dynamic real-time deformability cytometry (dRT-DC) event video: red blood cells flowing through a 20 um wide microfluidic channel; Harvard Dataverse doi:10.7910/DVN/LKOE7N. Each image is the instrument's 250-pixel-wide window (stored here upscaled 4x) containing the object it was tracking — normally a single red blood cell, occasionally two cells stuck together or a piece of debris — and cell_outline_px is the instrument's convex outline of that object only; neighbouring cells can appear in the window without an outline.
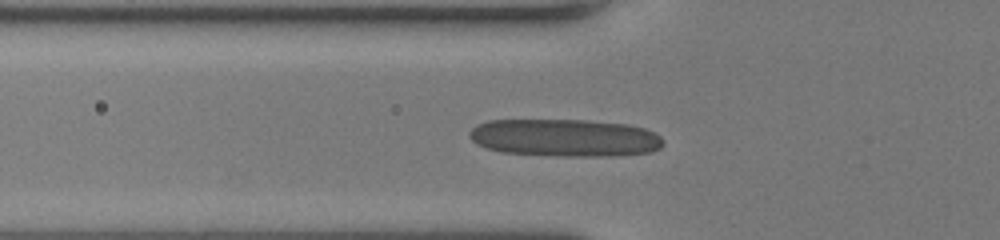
{"species": "human", "species_latin": "Homo sapiens", "temperature_condition": "room temperature", "stored_images_in_passage": 47, "camera_frame_rate_fps": 3000, "um_per_image_px": 0.085, "donor": {"sex": "female"}, "frame": {"image": 1, "passage_image": 15, "time_ms": 4.667, "image_size_px": [1000, 240], "cell_outline_px": [[664, 144], [660, 148], [652, 152], [616, 156], [556, 156], [500, 152], [484, 148], [476, 144], [468, 136], [468, 132], [476, 124], [488, 120], [588, 120], [628, 124], [644, 128], [660, 136], [664, 140]], "centroid_in_image_um": [47.99, 11.71], "position_along_channel_um": 77.8, "area_um2": 43.0}}
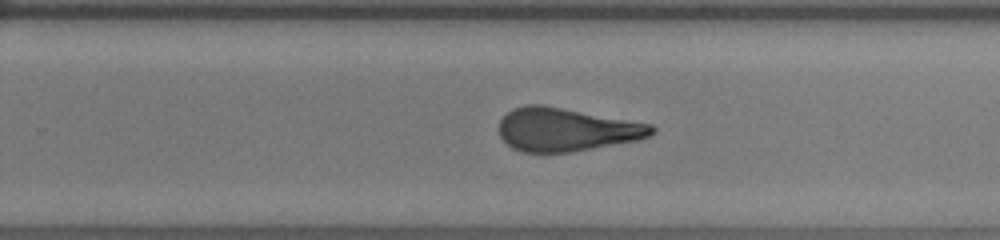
{"frame": {"image": 2, "passage_image": 30, "time_ms": 9.667, "image_size_px": [1000, 240], "cell_outline_px": [[656, 132], [640, 140], [572, 152], [524, 152], [512, 148], [500, 136], [500, 120], [512, 108], [528, 104], [540, 104], [652, 124], [656, 128]], "centroid_in_image_um": [48.16, 11.02], "position_along_channel_um": 281.6, "area_um2": 38.44}}
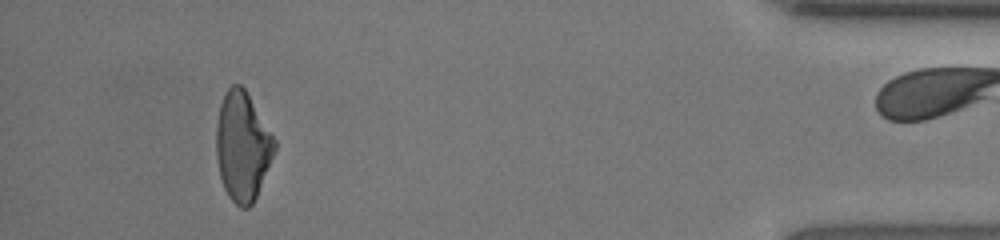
{"frame": {"image": 3, "passage_image": 44, "time_ms": 14.333, "image_size_px": [1000, 240], "cell_outline_px": [[276, 148], [256, 196], [252, 204], [248, 208], [240, 208], [228, 196], [224, 188], [220, 176], [216, 156], [216, 124], [220, 104], [224, 92], [232, 84], [240, 84], [244, 88], [276, 140]], "centroid_in_image_um": [20.59, 12.43], "position_along_channel_um": 414.6, "area_um2": 36.82}, "authors_computed_cell_mechanics": {"area_um2": 38.4948, "velocity_mm_per_s": 4.079, "shape_relaxation_time_tau1_ms": 9.862, "shape_relaxation_time_tau2_ms": 1.3323, "deformation_change_tau1": 0.2938, "deformation_change_tau2": 0.1258}}